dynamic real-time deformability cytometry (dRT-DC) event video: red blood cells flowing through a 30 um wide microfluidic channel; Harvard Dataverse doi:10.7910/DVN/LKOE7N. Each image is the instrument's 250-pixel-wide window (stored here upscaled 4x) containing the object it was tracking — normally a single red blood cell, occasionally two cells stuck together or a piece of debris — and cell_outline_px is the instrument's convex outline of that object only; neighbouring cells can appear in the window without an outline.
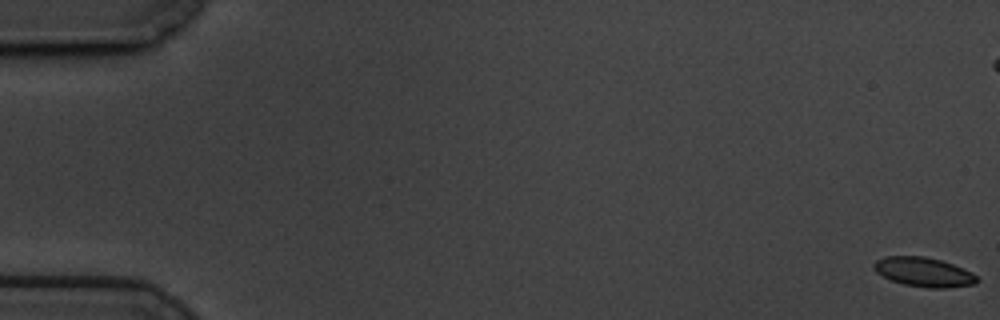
{"species": "common noctule bat (a hibernating species)", "species_latin": "Nyctalus noctula", "temperature_condition": "cold", "stored_images_in_passage": 61, "camera_frame_rate_fps": 3000, "um_per_image_px": 0.085, "animal": {"sex": "male", "body_mass_g": 19.5, "forearm_length_mm": 54.6}, "frame": {"image": 1, "passage_image": 1, "time_ms": 0.0, "image_size_px": [1000, 320], "cell_outline_px": [[980, 280], [976, 284], [948, 288], [928, 288], [904, 284], [892, 280], [876, 272], [872, 268], [872, 264], [876, 260], [884, 256], [924, 256], [940, 260], [952, 264], [972, 272]], "centroid_in_image_um": [78.52, 23.12], "position_along_channel_um": 6.5, "area_um2": 17.69}}
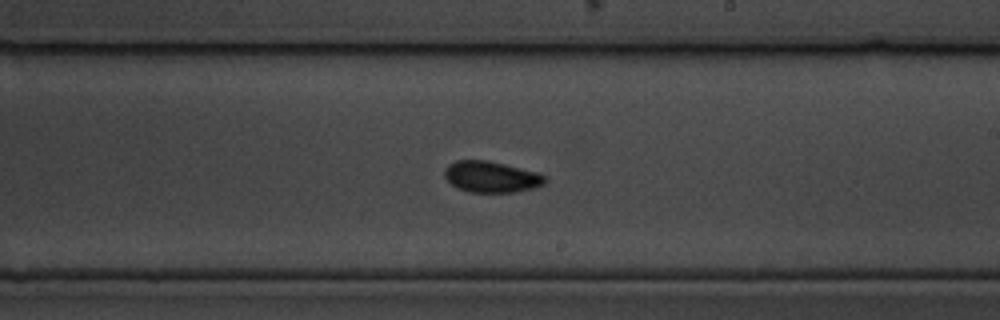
{"frame": {"image": 2, "passage_image": 36, "time_ms": 11.667, "image_size_px": [1000, 320], "cell_outline_px": [[548, 180], [544, 184], [532, 188], [516, 192], [468, 192], [456, 188], [444, 176], [444, 168], [448, 164], [456, 160], [484, 160], [504, 164], [540, 172], [548, 176]], "centroid_in_image_um": [41.78, 15.03], "position_along_channel_um": 247.2, "area_um2": 18.5}}
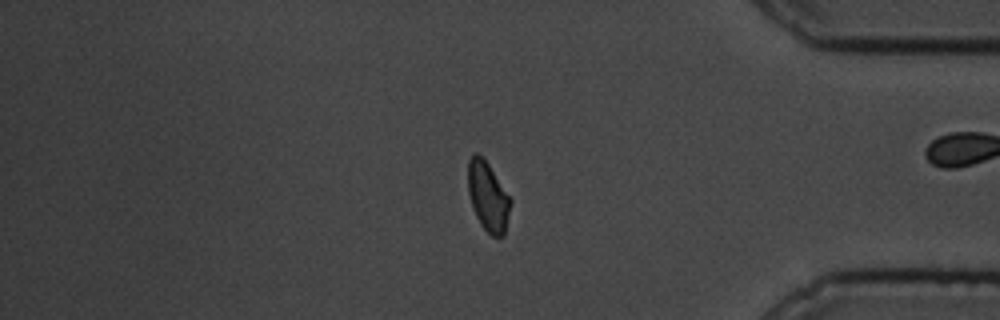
{"frame": {"image": 3, "passage_image": 51, "time_ms": 16.667, "image_size_px": [1000, 320], "cell_outline_px": [[512, 200], [504, 236], [492, 236], [480, 224], [472, 208], [468, 192], [468, 160], [472, 152], [476, 152], [488, 164]], "centroid_in_image_um": [41.46, 16.71], "position_along_channel_um": 393.7, "area_um2": 17.11}, "authors_computed_cell_mechanics": {"area_um2": 17.8602, "velocity_mm_per_s": 3.3929, "shape_relaxation_time_tau1_ms": 7.9309, "shape_relaxation_time_tau2_ms": 2.3357, "deformation_change_tau1": 0.1245, "deformation_change_tau2": 0.0562}}